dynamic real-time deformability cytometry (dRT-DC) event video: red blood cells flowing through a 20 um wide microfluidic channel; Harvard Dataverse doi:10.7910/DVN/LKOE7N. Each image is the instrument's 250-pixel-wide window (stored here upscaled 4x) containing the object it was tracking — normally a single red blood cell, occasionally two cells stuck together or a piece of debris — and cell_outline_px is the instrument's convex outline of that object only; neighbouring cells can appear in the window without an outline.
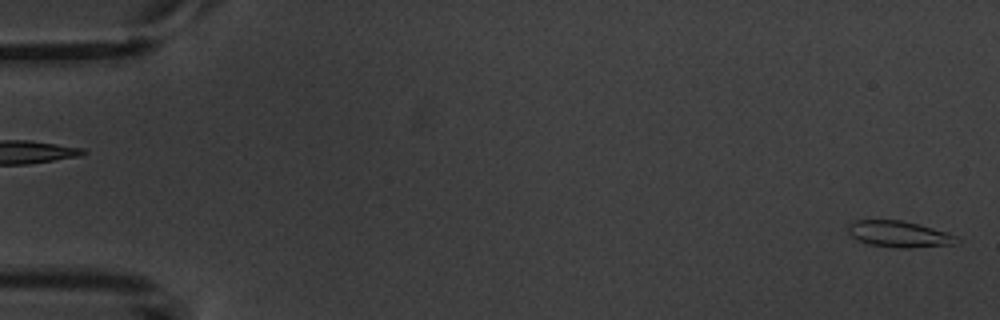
{"species": "common noctule bat (a hibernating species)", "species_latin": "Nyctalus noctula", "temperature_condition": "warm", "stored_images_in_passage": 6, "camera_frame_rate_fps": 3000, "um_per_image_px": 0.085, "animal": {"sex": "male", "body_mass_g": 20.1, "forearm_length_mm": 53.5}, "frame": {"image": 1, "passage_image": 6, "time_ms": 7.0, "image_size_px": [1000, 320], "cell_outline_px": [[960, 240], [952, 244], [912, 248], [896, 248], [868, 244], [856, 240], [848, 232], [848, 224], [852, 220], [900, 220], [948, 232], [956, 236]], "centroid_in_image_um": [76.37, 19.9], "position_along_channel_um": 8.6, "area_um2": 16.65}}